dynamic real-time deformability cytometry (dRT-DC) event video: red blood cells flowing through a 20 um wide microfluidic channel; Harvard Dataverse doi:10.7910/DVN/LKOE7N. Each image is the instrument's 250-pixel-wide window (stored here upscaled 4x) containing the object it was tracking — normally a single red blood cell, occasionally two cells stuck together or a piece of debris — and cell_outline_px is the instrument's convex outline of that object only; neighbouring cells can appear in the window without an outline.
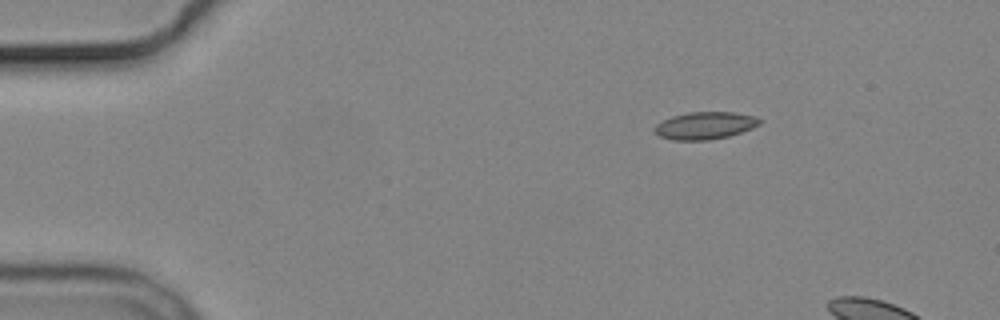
{"species": "common noctule bat (a hibernating species)", "species_latin": "Nyctalus noctula", "temperature_condition": "cold", "stored_images_in_passage": 3, "camera_frame_rate_fps": 3000, "um_per_image_px": 0.085, "animal": {"sex": "male", "body_mass_g": 19.2, "forearm_length_mm": 51.8}, "frame": {"image": 1, "passage_image": 1, "time_ms": 0.0, "image_size_px": [1000, 320], "cell_outline_px": [[764, 120], [760, 124], [752, 128], [728, 136], [708, 140], [672, 140], [660, 136], [652, 132], [652, 128], [656, 124], [672, 116], [688, 112], [732, 112], [756, 116]], "centroid_in_image_um": [59.91, 10.67], "position_along_channel_um": 25.1, "area_um2": 16.88}}
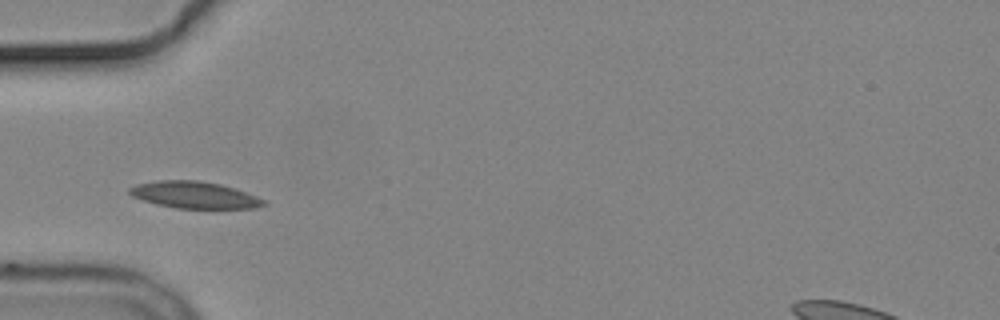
{"frame": {"image": 2, "passage_image": 2, "time_ms": 5.667, "image_size_px": [1000, 320], "cell_outline_px": [[268, 204], [256, 208], [176, 208], [156, 204], [132, 196], [128, 192], [128, 188], [136, 184], [160, 180], [200, 180], [220, 184], [256, 196], [264, 200]], "centroid_in_image_um": [16.5, 16.57], "position_along_channel_um": 68.5, "area_um2": 20.81}}